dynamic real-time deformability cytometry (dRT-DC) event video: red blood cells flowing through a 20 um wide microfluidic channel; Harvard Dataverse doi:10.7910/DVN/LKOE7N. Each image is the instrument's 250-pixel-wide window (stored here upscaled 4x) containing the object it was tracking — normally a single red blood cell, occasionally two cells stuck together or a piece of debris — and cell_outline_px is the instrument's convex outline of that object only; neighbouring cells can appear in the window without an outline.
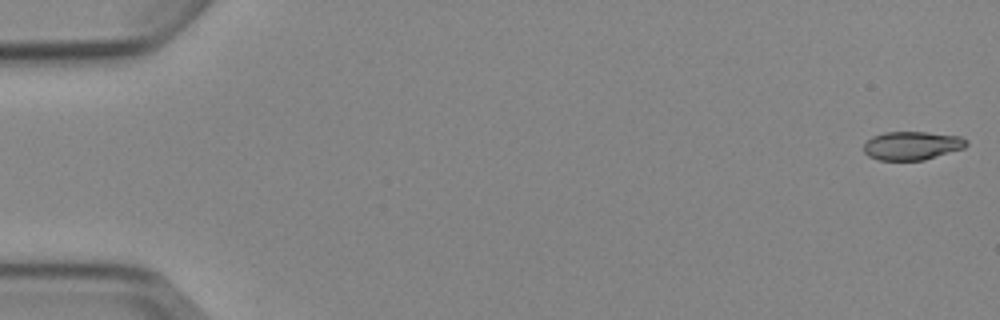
{"species": "Egyptian fruit bat (a non-hibernating species)", "species_latin": "Rousettus aegyptiacus", "temperature_condition": "cold", "stored_images_in_passage": 6, "camera_frame_rate_fps": 3000, "um_per_image_px": 0.085, "animal": {"sex": "female"}, "frame": {"image": 1, "passage_image": 1, "time_ms": 0.0, "image_size_px": [1000, 320], "cell_outline_px": [[968, 144], [964, 148], [924, 160], [880, 160], [868, 156], [864, 152], [864, 144], [872, 136], [884, 132], [928, 132], [960, 136], [968, 140]], "centroid_in_image_um": [77.53, 12.37], "position_along_channel_um": 7.5, "area_um2": 17.11}}
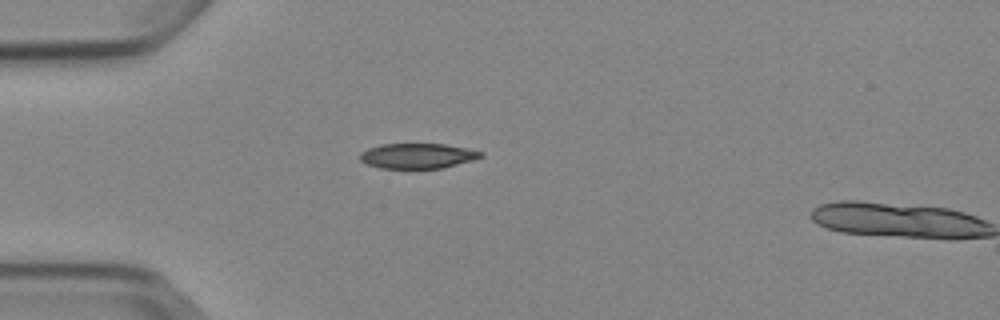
{"frame": {"image": 2, "passage_image": 5, "time_ms": 4.667, "image_size_px": [1000, 320], "cell_outline_px": [[484, 156], [472, 160], [440, 168], [380, 168], [368, 164], [360, 160], [360, 152], [368, 148], [380, 144], [444, 144], [484, 152]], "centroid_in_image_um": [35.46, 13.24], "position_along_channel_um": 49.5, "area_um2": 17.51}}